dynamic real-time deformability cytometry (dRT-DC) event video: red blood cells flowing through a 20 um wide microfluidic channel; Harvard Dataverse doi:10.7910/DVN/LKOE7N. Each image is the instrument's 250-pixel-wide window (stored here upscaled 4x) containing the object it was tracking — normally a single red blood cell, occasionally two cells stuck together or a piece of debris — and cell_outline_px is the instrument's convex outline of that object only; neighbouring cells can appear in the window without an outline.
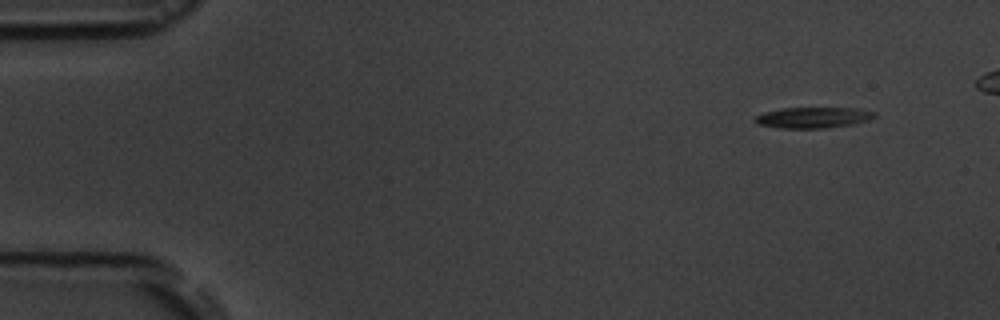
{"species": "common noctule bat (a hibernating species)", "species_latin": "Nyctalus noctula", "temperature_condition": "room temperature", "stored_images_in_passage": 5, "camera_frame_rate_fps": 3000, "um_per_image_px": 0.085, "animal": {"sex": "male", "body_mass_g": 19.5, "forearm_length_mm": 54.6}, "frame": {"image": 1, "passage_image": 1, "time_ms": 0.0, "image_size_px": [1000, 320], "cell_outline_px": [[876, 116], [868, 120], [856, 124], [824, 128], [780, 128], [756, 124], [752, 120], [756, 116], [764, 112], [784, 108], [856, 108], [876, 112]], "centroid_in_image_um": [69.11, 10.0], "position_along_channel_um": 15.9, "area_um2": 14.62}}